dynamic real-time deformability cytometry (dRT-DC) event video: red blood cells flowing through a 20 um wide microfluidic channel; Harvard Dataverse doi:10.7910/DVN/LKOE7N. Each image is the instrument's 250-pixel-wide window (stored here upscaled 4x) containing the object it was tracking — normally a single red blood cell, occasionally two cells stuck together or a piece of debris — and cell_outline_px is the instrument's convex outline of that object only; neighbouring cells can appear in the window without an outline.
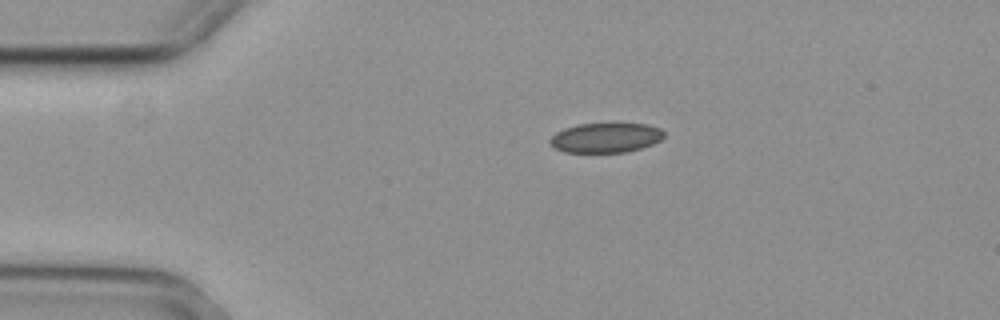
{"species": "common noctule bat (a hibernating species)", "species_latin": "Nyctalus noctula", "temperature_condition": "cold", "stored_images_in_passage": 3, "camera_frame_rate_fps": 3000, "um_per_image_px": 0.085, "animal": {"sex": "female", "body_mass_g": 29.2, "forearm_length_mm": 56.3}, "frame": {"image": 1, "passage_image": 1, "time_ms": 0.0, "image_size_px": [1000, 320], "cell_outline_px": [[664, 136], [660, 140], [652, 144], [640, 148], [624, 152], [564, 152], [556, 148], [548, 140], [556, 132], [564, 128], [576, 124], [612, 120], [620, 120], [648, 124], [660, 128], [664, 132]], "centroid_in_image_um": [51.52, 11.63], "position_along_channel_um": 33.5, "area_um2": 20.75}}
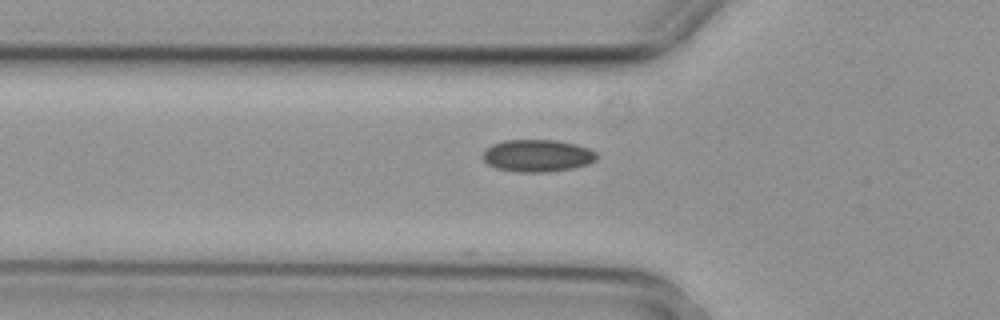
{"frame": {"image": 2, "passage_image": 3, "time_ms": 0.667, "image_size_px": [1000, 320], "cell_outline_px": [[596, 160], [588, 164], [572, 168], [548, 172], [516, 172], [496, 168], [488, 164], [480, 156], [492, 144], [504, 140], [556, 140], [576, 144], [588, 148], [596, 152]], "centroid_in_image_um": [45.67, 13.23], "position_along_channel_um": 80.1, "area_um2": 21.44}}